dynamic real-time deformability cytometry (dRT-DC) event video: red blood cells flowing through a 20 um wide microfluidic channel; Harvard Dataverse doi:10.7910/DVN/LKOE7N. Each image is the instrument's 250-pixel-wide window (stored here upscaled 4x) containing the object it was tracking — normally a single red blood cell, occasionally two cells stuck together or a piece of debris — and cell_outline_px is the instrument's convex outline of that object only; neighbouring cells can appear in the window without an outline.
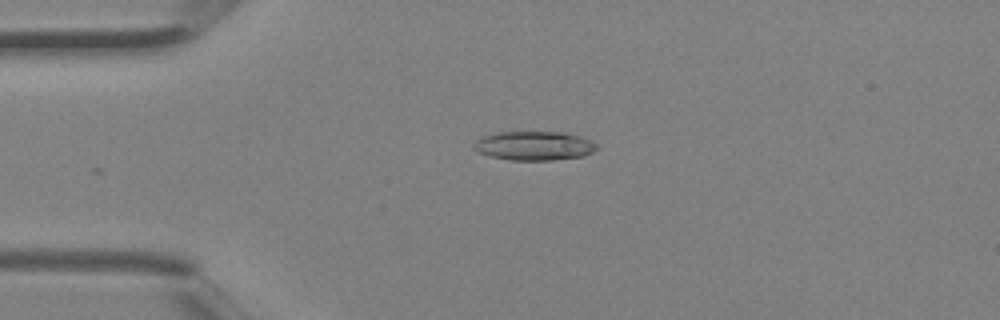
{"species": "Egyptian fruit bat (a non-hibernating species)", "species_latin": "Rousettus aegyptiacus", "temperature_condition": "room temperature", "stored_images_in_passage": 2, "camera_frame_rate_fps": 3000, "um_per_image_px": 0.085, "animal": {"sex": "female"}, "frame": {"image": 1, "passage_image": 1, "time_ms": 0.0, "image_size_px": [1000, 320], "cell_outline_px": [[600, 148], [584, 156], [552, 160], [512, 160], [492, 156], [480, 152], [472, 148], [472, 144], [480, 136], [500, 132], [564, 132], [580, 136], [592, 140]], "centroid_in_image_um": [45.43, 12.38], "position_along_channel_um": 39.6, "area_um2": 20.92}}